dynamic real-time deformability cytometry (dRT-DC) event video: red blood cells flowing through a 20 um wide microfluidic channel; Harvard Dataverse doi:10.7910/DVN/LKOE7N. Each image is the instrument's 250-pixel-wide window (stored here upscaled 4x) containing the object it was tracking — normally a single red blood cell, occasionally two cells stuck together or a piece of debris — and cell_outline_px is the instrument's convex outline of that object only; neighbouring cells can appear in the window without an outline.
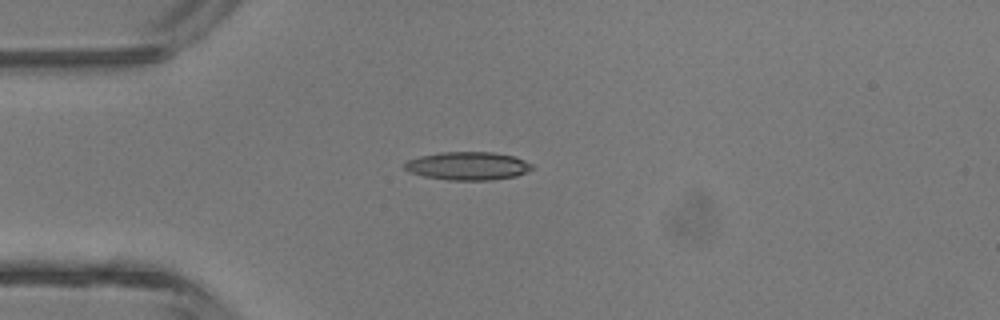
{"species": "common noctule bat (a hibernating species)", "species_latin": "Nyctalus noctula", "temperature_condition": "room temperature", "stored_images_in_passage": 3, "camera_frame_rate_fps": 3000, "um_per_image_px": 0.085, "animal": {"sex": "male", "body_mass_g": 13.3}, "frame": {"image": 1, "passage_image": 3, "time_ms": 2.0, "image_size_px": [1000, 320], "cell_outline_px": [[532, 168], [516, 176], [492, 180], [448, 180], [424, 176], [412, 172], [404, 168], [404, 164], [408, 160], [420, 156], [440, 152], [492, 152], [512, 156], [524, 160], [532, 164]], "centroid_in_image_um": [39.75, 14.1], "position_along_channel_um": 45.2, "area_um2": 20.69}}